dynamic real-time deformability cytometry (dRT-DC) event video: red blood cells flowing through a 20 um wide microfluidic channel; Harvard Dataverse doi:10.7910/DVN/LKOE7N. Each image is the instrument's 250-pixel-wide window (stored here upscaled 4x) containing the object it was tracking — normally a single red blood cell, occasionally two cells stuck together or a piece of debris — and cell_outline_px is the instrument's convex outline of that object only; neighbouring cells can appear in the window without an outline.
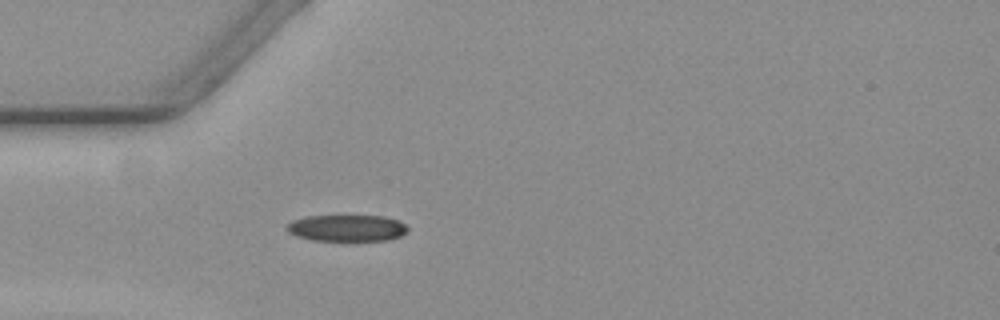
{"species": "common noctule bat (a hibernating species)", "species_latin": "Nyctalus noctula", "temperature_condition": "warm", "stored_images_in_passage": 14, "camera_frame_rate_fps": 3000, "um_per_image_px": 0.085, "animal": {"sex": "female", "body_mass_g": 19.3, "forearm_length_mm": 54.1}, "frame": {"image": 1, "passage_image": 10, "time_ms": 3.0, "image_size_px": [1000, 320], "cell_outline_px": [[408, 232], [400, 236], [388, 240], [312, 240], [296, 236], [288, 232], [284, 228], [292, 220], [304, 216], [384, 216], [400, 220], [408, 228]], "centroid_in_image_um": [29.48, 19.38], "position_along_channel_um": 55.5, "area_um2": 18.79}}